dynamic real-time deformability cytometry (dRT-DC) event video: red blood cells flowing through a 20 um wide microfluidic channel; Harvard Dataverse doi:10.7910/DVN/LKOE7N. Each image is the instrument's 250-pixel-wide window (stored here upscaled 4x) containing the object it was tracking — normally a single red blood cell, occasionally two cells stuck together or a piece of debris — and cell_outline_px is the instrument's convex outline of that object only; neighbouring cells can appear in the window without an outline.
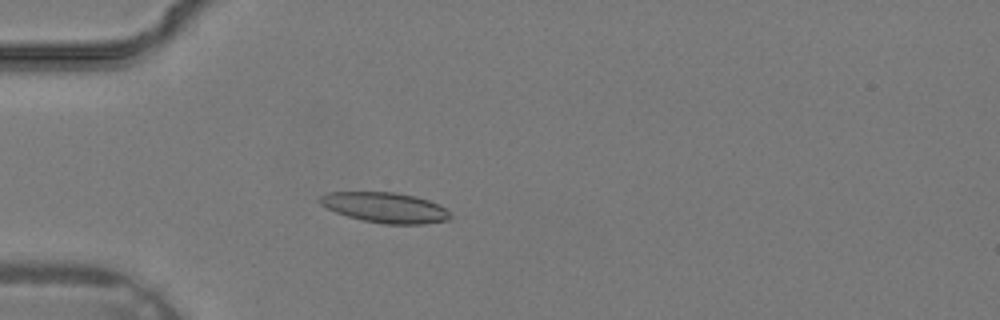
{"species": "common noctule bat (a hibernating species)", "species_latin": "Nyctalus noctula", "temperature_condition": "warm", "stored_images_in_passage": 13, "camera_frame_rate_fps": 3000, "um_per_image_px": 0.085, "animal": {"sex": "male", "body_mass_g": 19.2, "forearm_length_mm": 51.8}, "frame": {"image": 1, "passage_image": 10, "time_ms": 3.0, "image_size_px": [1000, 320], "cell_outline_px": [[452, 216], [448, 220], [424, 224], [384, 224], [364, 220], [348, 216], [336, 212], [320, 204], [316, 200], [320, 196], [328, 192], [396, 192], [416, 196], [440, 204], [448, 208]], "centroid_in_image_um": [32.78, 17.63], "position_along_channel_um": 52.2, "area_um2": 23.24}}